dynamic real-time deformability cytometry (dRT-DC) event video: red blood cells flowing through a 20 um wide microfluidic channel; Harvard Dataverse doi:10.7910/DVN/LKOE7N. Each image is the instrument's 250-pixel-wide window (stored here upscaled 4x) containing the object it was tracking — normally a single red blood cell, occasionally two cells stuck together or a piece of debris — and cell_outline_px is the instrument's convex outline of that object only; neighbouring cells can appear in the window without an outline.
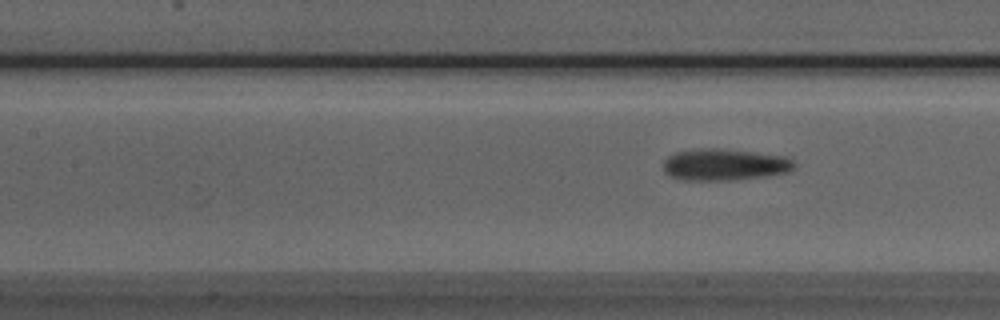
{"species": "Egyptian fruit bat (a non-hibernating species)", "species_latin": "Rousettus aegyptiacus", "temperature_condition": "room temperature", "stored_images_in_passage": 7, "camera_frame_rate_fps": 3000, "um_per_image_px": 0.085, "animal": {"sex": "male"}, "frame": {"image": 1, "passage_image": 7, "time_ms": 7.667, "image_size_px": [1000, 320], "cell_outline_px": [[796, 168], [788, 172], [760, 176], [728, 180], [684, 180], [668, 176], [664, 172], [664, 160], [668, 156], [676, 152], [700, 148], [716, 148], [756, 152], [788, 156], [796, 164]], "centroid_in_image_um": [61.58, 13.98], "position_along_channel_um": 145.8, "area_um2": 24.22}}